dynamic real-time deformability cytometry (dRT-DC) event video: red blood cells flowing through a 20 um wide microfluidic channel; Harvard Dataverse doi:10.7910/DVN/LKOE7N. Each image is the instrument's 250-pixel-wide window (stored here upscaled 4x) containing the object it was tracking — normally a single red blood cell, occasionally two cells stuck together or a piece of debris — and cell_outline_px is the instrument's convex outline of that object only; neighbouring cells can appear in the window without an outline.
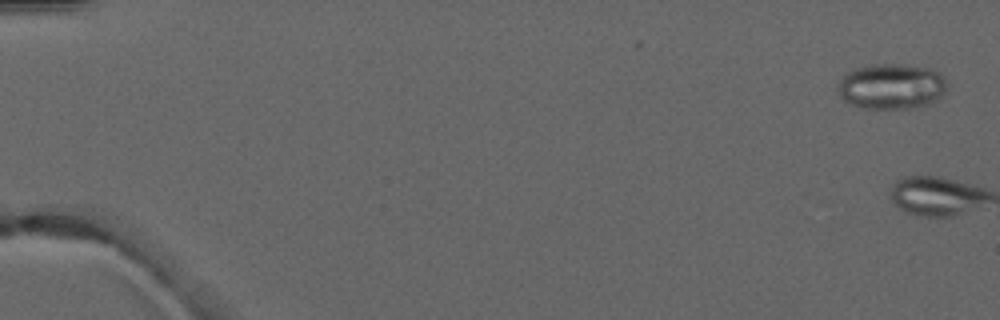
{"species": "common noctule bat (a hibernating species)", "species_latin": "Nyctalus noctula", "temperature_condition": "warm", "stored_images_in_passage": 6, "camera_frame_rate_fps": 3000, "um_per_image_px": 0.085, "animal": {"sex": "male", "forearm_length_mm": 52.5}, "frame": {"image": 1, "passage_image": 1, "time_ms": 0.0, "image_size_px": [1000, 320], "cell_outline_px": [[948, 84], [944, 92], [936, 100], [928, 104], [916, 108], [864, 108], [852, 104], [844, 100], [840, 96], [836, 88], [840, 80], [848, 72], [856, 68], [876, 64], [904, 64], [928, 68], [940, 72], [948, 80]], "centroid_in_image_um": [75.81, 7.34], "position_along_channel_um": 9.2, "area_um2": 29.07}}